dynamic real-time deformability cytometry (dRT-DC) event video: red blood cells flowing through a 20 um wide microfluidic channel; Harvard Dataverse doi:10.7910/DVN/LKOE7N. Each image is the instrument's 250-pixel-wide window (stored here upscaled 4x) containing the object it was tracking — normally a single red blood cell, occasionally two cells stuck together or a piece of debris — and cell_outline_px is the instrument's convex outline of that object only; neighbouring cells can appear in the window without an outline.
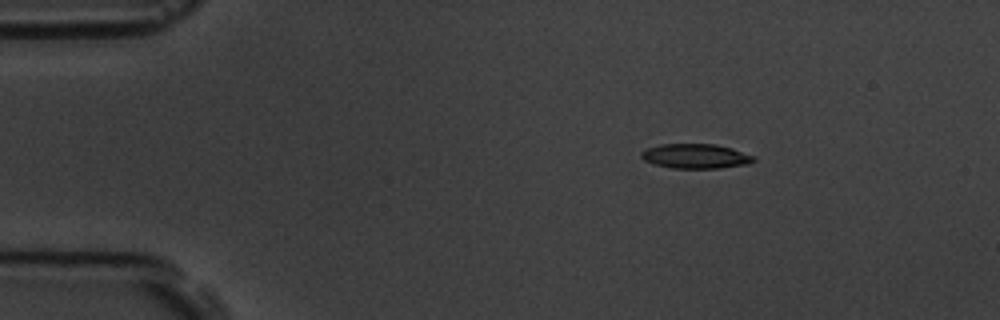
{"species": "common noctule bat (a hibernating species)", "species_latin": "Nyctalus noctula", "temperature_condition": "room temperature", "stored_images_in_passage": 3, "camera_frame_rate_fps": 3000, "um_per_image_px": 0.085, "animal": {"sex": "male", "body_mass_g": 19.5, "forearm_length_mm": 54.6}, "frame": {"image": 1, "passage_image": 1, "time_ms": 0.0, "image_size_px": [1000, 320], "cell_outline_px": [[756, 160], [748, 164], [720, 168], [672, 168], [656, 164], [644, 160], [640, 156], [640, 152], [644, 148], [660, 144], [716, 144], [732, 148], [756, 156]], "centroid_in_image_um": [59.13, 13.26], "position_along_channel_um": 25.9, "area_um2": 16.3}}